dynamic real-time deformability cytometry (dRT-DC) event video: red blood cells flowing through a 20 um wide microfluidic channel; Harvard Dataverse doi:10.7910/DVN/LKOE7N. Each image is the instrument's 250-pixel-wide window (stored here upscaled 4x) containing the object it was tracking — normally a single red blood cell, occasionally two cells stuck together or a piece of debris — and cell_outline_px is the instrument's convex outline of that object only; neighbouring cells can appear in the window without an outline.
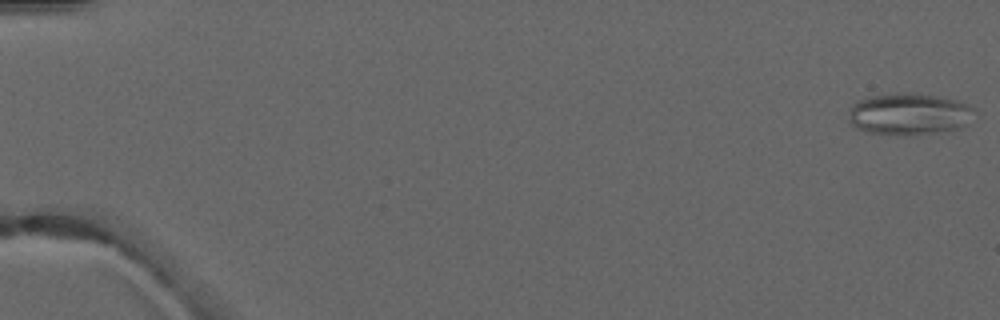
{"species": "common noctule bat (a hibernating species)", "species_latin": "Nyctalus noctula", "temperature_condition": "warm", "stored_images_in_passage": 5, "camera_frame_rate_fps": 3000, "um_per_image_px": 0.085, "animal": {"sex": "male", "forearm_length_mm": 52.5}, "frame": {"image": 1, "passage_image": 1, "time_ms": 0.0, "image_size_px": [1000, 320], "cell_outline_px": [[976, 112], [968, 124], [956, 128], [908, 136], [888, 136], [864, 132], [848, 124], [848, 108], [856, 100], [868, 96], [892, 92], [916, 92], [960, 100], [976, 108]], "centroid_in_image_um": [77.2, 9.68], "position_along_channel_um": 7.8, "area_um2": 31.91}}